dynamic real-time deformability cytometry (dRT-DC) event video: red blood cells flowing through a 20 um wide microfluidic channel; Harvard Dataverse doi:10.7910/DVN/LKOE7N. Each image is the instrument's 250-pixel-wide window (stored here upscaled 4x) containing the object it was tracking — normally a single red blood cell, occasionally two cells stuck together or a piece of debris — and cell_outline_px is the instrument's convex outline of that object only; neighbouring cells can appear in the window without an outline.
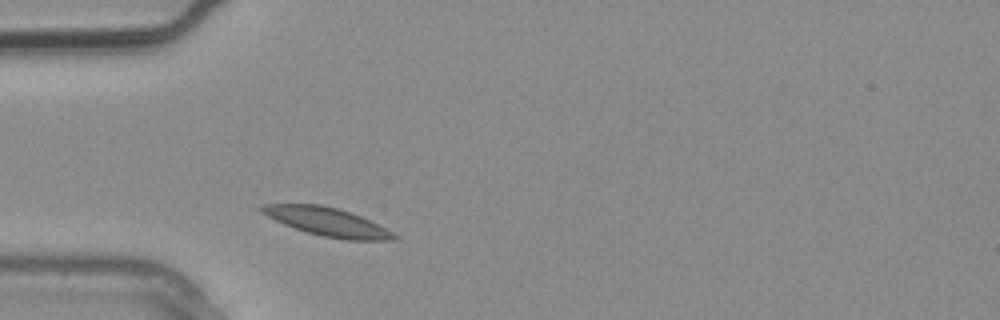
{"species": "common noctule bat (a hibernating species)", "species_latin": "Nyctalus noctula", "temperature_condition": "warm", "stored_images_in_passage": 1, "camera_frame_rate_fps": 3000, "um_per_image_px": 0.085, "animal": {"sex": "male", "body_mass_g": 20.4}, "frame": {"image": 1, "passage_image": 1, "time_ms": 0.0, "image_size_px": [1000, 320], "cell_outline_px": [[400, 236], [396, 240], [344, 240], [324, 236], [308, 232], [284, 224], [260, 212], [260, 208], [264, 204], [320, 204], [336, 208], [360, 216]], "centroid_in_image_um": [27.83, 18.86], "position_along_channel_um": 57.2, "area_um2": 21.44}}